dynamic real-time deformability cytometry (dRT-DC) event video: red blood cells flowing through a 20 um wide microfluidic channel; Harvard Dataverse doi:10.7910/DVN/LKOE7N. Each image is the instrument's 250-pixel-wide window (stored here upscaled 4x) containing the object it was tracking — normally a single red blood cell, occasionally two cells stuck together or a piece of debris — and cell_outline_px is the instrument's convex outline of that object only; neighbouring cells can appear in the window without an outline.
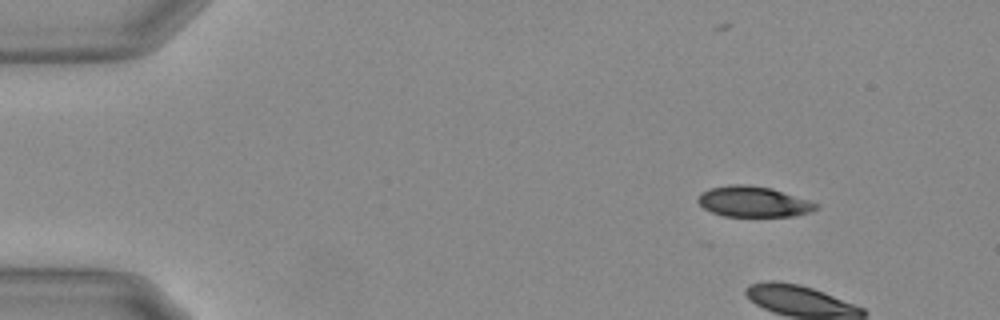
{"species": "Egyptian fruit bat (a non-hibernating species)", "species_latin": "Rousettus aegyptiacus", "temperature_condition": "warm", "stored_images_in_passage": 9, "camera_frame_rate_fps": 3000, "um_per_image_px": 0.085, "animal": {"sex": "female"}, "frame": {"image": 1, "passage_image": 6, "time_ms": 1.667, "image_size_px": [1000, 320], "cell_outline_px": [[820, 204], [812, 212], [792, 216], [724, 216], [712, 212], [704, 208], [696, 200], [708, 188], [728, 184], [748, 184], [772, 188]], "centroid_in_image_um": [64.04, 17.13], "position_along_channel_um": 21.0, "area_um2": 21.04}}